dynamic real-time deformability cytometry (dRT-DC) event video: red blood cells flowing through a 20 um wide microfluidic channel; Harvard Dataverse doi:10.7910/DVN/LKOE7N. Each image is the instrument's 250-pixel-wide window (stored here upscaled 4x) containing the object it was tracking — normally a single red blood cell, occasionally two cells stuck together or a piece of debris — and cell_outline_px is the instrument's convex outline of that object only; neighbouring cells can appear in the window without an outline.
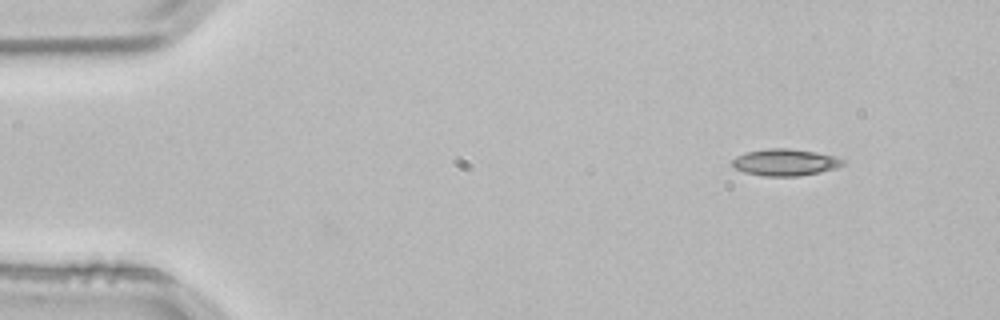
{"species": "common noctule bat (a hibernating species)", "species_latin": "Nyctalus noctula", "temperature_condition": "room temperature", "stored_images_in_passage": 4, "camera_frame_rate_fps": 3000, "um_per_image_px": 0.085, "animal": {"sex": "male", "body_mass_g": 21.5, "forearm_length_mm": 52.0}, "frame": {"image": 1, "passage_image": 1, "time_ms": 0.0, "image_size_px": [1000, 320], "cell_outline_px": [[844, 164], [836, 168], [820, 172], [800, 176], [764, 176], [744, 172], [736, 168], [732, 164], [732, 160], [736, 156], [744, 152], [768, 148], [788, 148], [816, 152], [832, 156], [844, 160]], "centroid_in_image_um": [66.71, 13.79], "position_along_channel_um": 18.3, "area_um2": 17.22}}